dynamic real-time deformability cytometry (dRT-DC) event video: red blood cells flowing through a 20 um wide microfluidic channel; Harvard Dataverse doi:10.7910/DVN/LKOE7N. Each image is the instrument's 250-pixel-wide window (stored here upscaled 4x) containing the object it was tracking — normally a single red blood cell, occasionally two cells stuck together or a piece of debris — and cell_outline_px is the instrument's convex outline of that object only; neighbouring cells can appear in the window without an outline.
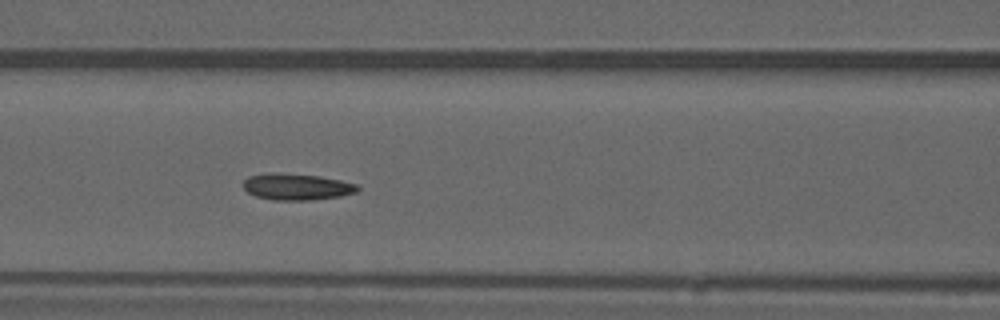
{"species": "common noctule bat (a hibernating species)", "species_latin": "Nyctalus noctula", "temperature_condition": "warm", "stored_images_in_passage": 53, "camera_frame_rate_fps": 3000, "um_per_image_px": 0.085, "animal": {"sex": "male", "forearm_length_mm": 52.5}, "frame": {"image": 1, "passage_image": 23, "time_ms": 7.333, "image_size_px": [1000, 320], "cell_outline_px": [[360, 188], [356, 192], [340, 196], [312, 200], [272, 200], [256, 196], [248, 192], [244, 188], [244, 180], [248, 176], [272, 172], [280, 172], [320, 176], [360, 184]], "centroid_in_image_um": [25.24, 15.86], "position_along_channel_um": 141.4, "area_um2": 17.8}, "authors_computed_cell_mechanics": {"area_um2": 17.3978, "velocity_mm_per_s": 3.9, "shape_relaxation_time_tau1_ms": null, "shape_relaxation_time_tau2_ms": 1.8671, "deformation_change_tau1": null, "deformation_change_tau2": 0.0608}}